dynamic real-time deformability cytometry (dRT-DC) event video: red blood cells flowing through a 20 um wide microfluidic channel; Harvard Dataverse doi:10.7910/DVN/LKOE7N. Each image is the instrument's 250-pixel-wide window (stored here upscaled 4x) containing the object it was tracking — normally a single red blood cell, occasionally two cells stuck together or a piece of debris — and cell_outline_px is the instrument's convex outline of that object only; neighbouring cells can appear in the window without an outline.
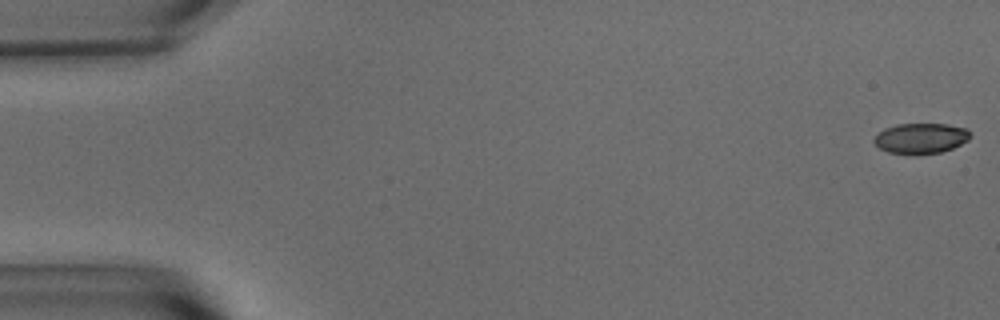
{"species": "common noctule bat (a hibernating species)", "species_latin": "Nyctalus noctula", "temperature_condition": "warm", "stored_images_in_passage": 55, "camera_frame_rate_fps": 3000, "um_per_image_px": 0.085, "animal": {"sex": "male", "body_mass_g": 15.6}, "frame": {"image": 1, "passage_image": 1, "time_ms": 0.0, "image_size_px": [1000, 320], "cell_outline_px": [[972, 136], [968, 140], [952, 148], [940, 152], [912, 156], [888, 152], [880, 148], [872, 140], [884, 128], [896, 124], [948, 124], [968, 128]], "centroid_in_image_um": [78.28, 11.76], "position_along_channel_um": 6.7, "area_um2": 17.34}}
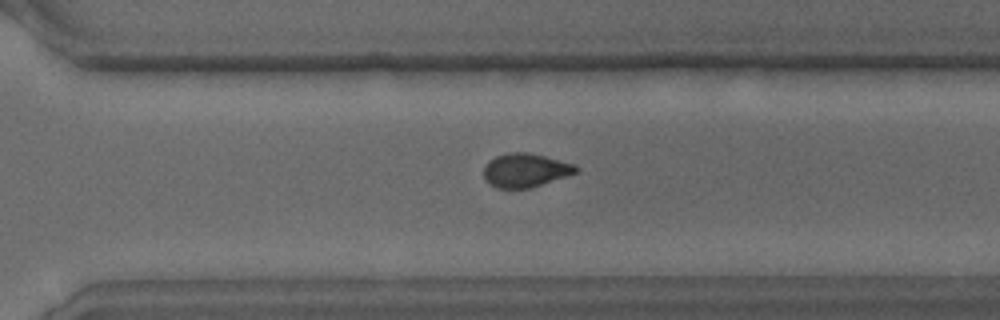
{"frame": {"image": 2, "passage_image": 39, "time_ms": 12.667, "image_size_px": [1000, 320], "cell_outline_px": [[580, 168], [576, 172], [568, 176], [528, 188], [496, 188], [488, 184], [484, 180], [484, 168], [488, 160], [496, 156], [508, 152], [528, 152], [576, 164]], "centroid_in_image_um": [44.64, 14.47], "position_along_channel_um": 326.0, "area_um2": 18.26}}
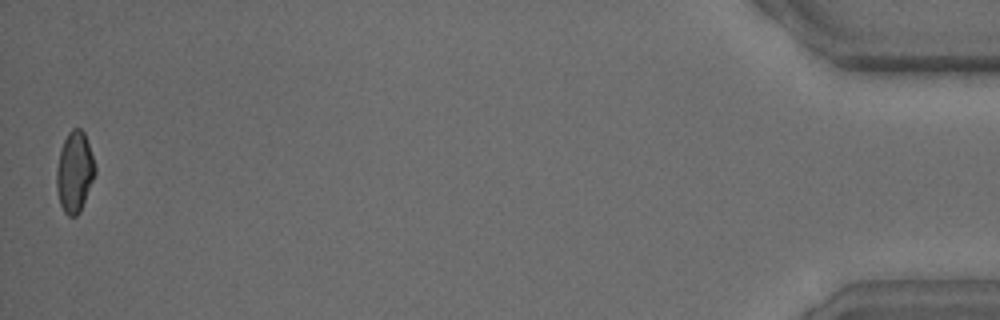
{"frame": {"image": 3, "passage_image": 55, "time_ms": 18.0, "image_size_px": [1000, 320], "cell_outline_px": [[96, 172], [80, 212], [76, 216], [68, 216], [64, 212], [60, 204], [56, 188], [56, 168], [60, 148], [68, 132], [72, 128], [80, 128], [84, 132], [96, 168]], "centroid_in_image_um": [6.32, 14.62], "position_along_channel_um": 428.9, "area_um2": 18.15}, "authors_computed_cell_mechanics": {"area_um2": 18.4382, "velocity_mm_per_s": 3.6701, "shape_relaxation_time_tau1_ms": 5.1113, "shape_relaxation_time_tau2_ms": 2.8187, "deformation_change_tau1": 0.1387, "deformation_change_tau2": 0.0608}}